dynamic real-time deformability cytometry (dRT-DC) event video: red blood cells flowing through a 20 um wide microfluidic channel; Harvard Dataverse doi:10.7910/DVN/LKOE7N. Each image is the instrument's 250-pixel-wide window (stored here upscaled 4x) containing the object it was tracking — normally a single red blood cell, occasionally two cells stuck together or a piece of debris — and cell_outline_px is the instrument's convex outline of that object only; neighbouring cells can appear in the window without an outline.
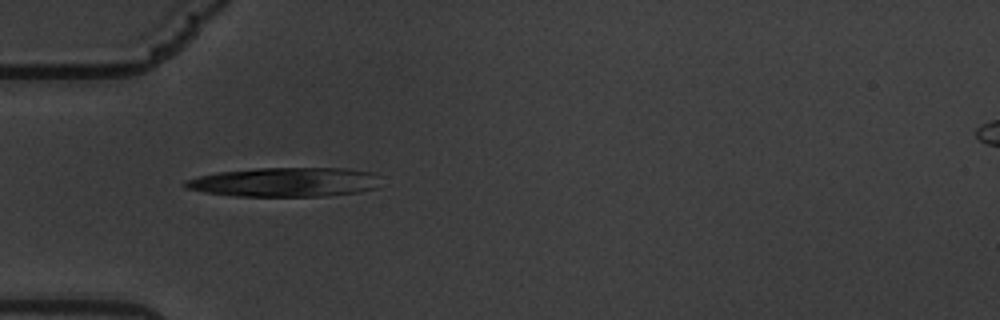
{"species": "common noctule bat (a hibernating species)", "species_latin": "Nyctalus noctula", "temperature_condition": "warm", "stored_images_in_passage": 38, "camera_frame_rate_fps": 3000, "um_per_image_px": 0.085, "animal": {"sex": "male", "body_mass_g": 19.5, "forearm_length_mm": 54.6}, "frame": {"image": 1, "passage_image": 1, "time_ms": 0.0, "image_size_px": [1000, 320], "cell_outline_px": [[376, 188], [360, 192], [328, 196], [232, 196], [204, 192], [184, 188], [180, 184], [184, 180], [216, 172], [256, 168], [348, 168], [372, 172]], "centroid_in_image_um": [24.1, 15.48], "position_along_channel_um": 60.9, "area_um2": 33.41}}